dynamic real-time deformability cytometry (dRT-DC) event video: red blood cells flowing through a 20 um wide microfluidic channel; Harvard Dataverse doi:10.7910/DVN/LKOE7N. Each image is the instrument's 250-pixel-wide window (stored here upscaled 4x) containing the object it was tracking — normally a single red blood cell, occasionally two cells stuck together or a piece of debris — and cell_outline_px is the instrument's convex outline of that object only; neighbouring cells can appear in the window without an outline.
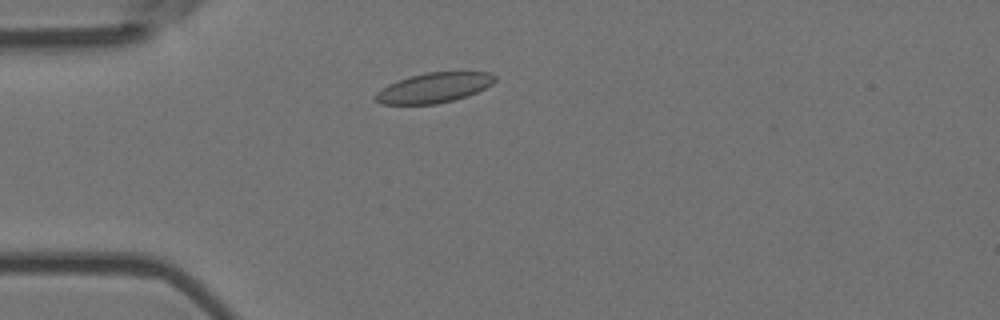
{"species": "Egyptian fruit bat (a non-hibernating species)", "species_latin": "Rousettus aegyptiacus", "temperature_condition": "room temperature", "stored_images_in_passage": 4, "camera_frame_rate_fps": 3000, "um_per_image_px": 0.085, "animal": {"sex": "female"}, "frame": {"image": 1, "passage_image": 3, "time_ms": 0.667, "image_size_px": [1000, 320], "cell_outline_px": [[496, 80], [492, 84], [468, 96], [436, 104], [380, 104], [372, 96], [376, 92], [388, 84], [412, 76], [428, 72], [492, 72], [496, 76]], "centroid_in_image_um": [36.89, 7.46], "position_along_channel_um": 48.1, "area_um2": 20.75}}